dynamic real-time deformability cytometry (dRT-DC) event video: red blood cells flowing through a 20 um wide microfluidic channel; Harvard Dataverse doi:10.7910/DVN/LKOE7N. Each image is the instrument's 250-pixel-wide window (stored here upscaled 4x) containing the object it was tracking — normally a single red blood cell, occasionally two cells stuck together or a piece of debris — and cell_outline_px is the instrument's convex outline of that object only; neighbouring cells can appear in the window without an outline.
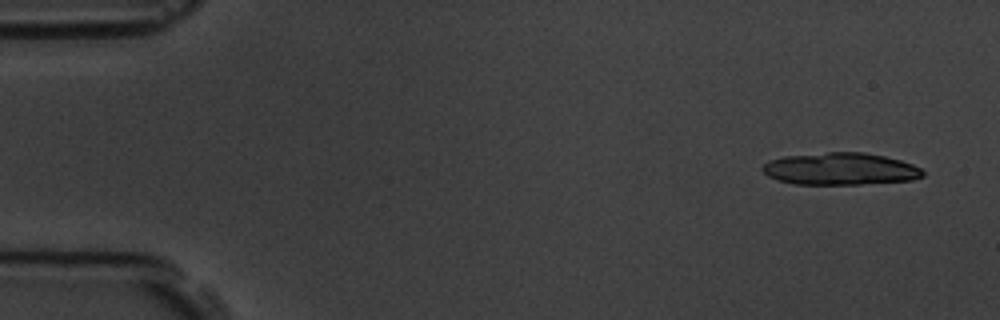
{"species": "common noctule bat (a hibernating species)", "species_latin": "Nyctalus noctula", "temperature_condition": "room temperature", "stored_images_in_passage": 5, "camera_frame_rate_fps": 3000, "um_per_image_px": 0.085, "animal": {"sex": "male", "body_mass_g": 19.5, "forearm_length_mm": 54.6}, "frame": {"image": 1, "passage_image": 1, "time_ms": 0.0, "image_size_px": [1000, 320], "cell_outline_px": [[924, 176], [912, 180], [860, 184], [792, 184], [776, 180], [768, 176], [760, 168], [768, 160], [784, 156], [828, 152], [864, 152], [884, 156], [900, 160], [912, 164], [920, 168], [924, 172]], "centroid_in_image_um": [71.4, 14.35], "position_along_channel_um": 13.6, "area_um2": 30.17}}